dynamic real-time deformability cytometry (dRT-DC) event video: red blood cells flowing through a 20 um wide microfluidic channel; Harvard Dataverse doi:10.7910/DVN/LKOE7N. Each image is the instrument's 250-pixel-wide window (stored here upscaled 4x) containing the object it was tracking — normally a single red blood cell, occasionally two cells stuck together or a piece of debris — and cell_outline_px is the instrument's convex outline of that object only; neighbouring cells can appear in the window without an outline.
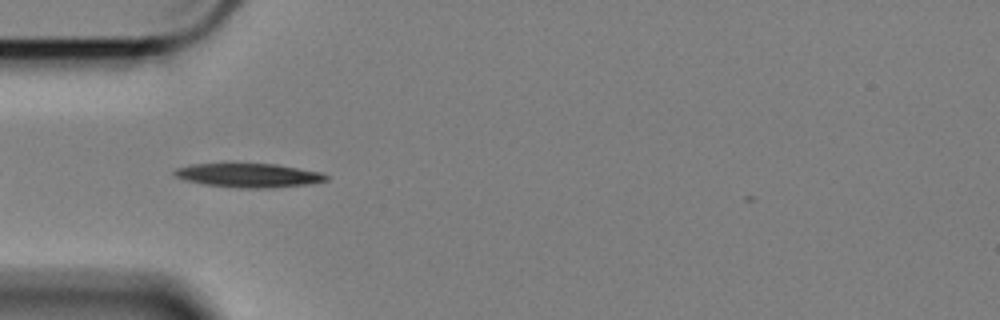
{"species": "Egyptian fruit bat (a non-hibernating species)", "species_latin": "Rousettus aegyptiacus", "temperature_condition": "cold", "stored_images_in_passage": 14, "camera_frame_rate_fps": 3000, "um_per_image_px": 0.085, "animal": {"sex": "female"}, "frame": {"image": 1, "passage_image": 1, "time_ms": 0.0, "image_size_px": [1000, 320], "cell_outline_px": [[328, 180], [312, 184], [272, 188], [236, 188], [204, 184], [184, 180], [172, 176], [172, 172], [176, 168], [192, 164], [276, 164], [324, 172], [328, 176]], "centroid_in_image_um": [21.16, 14.91], "position_along_channel_um": 63.8, "area_um2": 21.5}}
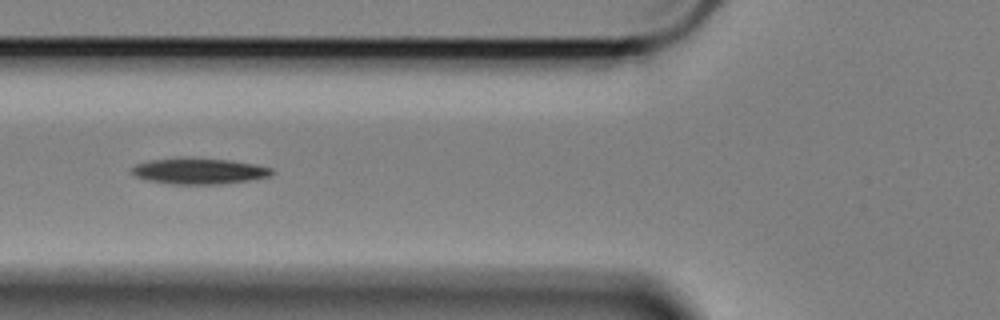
{"frame": {"image": 2, "passage_image": 5, "time_ms": 1.333, "image_size_px": [1000, 320], "cell_outline_px": [[276, 172], [268, 176], [248, 180], [220, 184], [172, 184], [148, 180], [136, 176], [132, 172], [132, 168], [136, 164], [148, 160], [176, 156], [184, 156], [232, 160], [256, 164], [272, 168]], "centroid_in_image_um": [16.91, 14.51], "position_along_channel_um": 108.9, "area_um2": 21.62}}
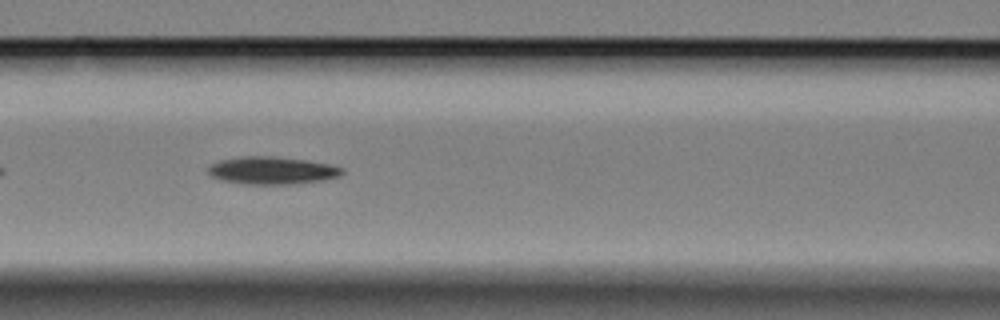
{"frame": {"image": 3, "passage_image": 8, "time_ms": 2.333, "image_size_px": [1000, 320], "cell_outline_px": [[344, 172], [340, 176], [324, 180], [292, 184], [240, 184], [220, 180], [208, 176], [208, 164], [220, 160], [240, 156], [272, 156], [308, 160], [332, 164], [344, 168]], "centroid_in_image_um": [23.1, 14.49], "position_along_channel_um": 143.5, "area_um2": 22.02}}